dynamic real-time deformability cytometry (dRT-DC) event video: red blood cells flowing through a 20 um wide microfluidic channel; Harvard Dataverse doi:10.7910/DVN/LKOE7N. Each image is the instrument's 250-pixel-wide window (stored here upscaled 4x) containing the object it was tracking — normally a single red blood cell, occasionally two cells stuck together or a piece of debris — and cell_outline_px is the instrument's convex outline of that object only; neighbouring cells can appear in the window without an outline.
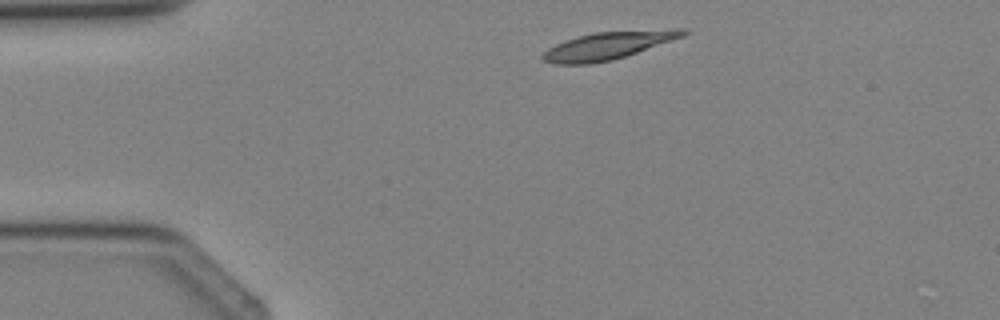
{"species": "Egyptian fruit bat (a non-hibernating species)", "species_latin": "Rousettus aegyptiacus", "temperature_condition": "cold", "stored_images_in_passage": 4, "camera_frame_rate_fps": 3000, "um_per_image_px": 0.085, "animal": {"sex": "female"}, "frame": {"image": 1, "passage_image": 4, "time_ms": 4.333, "image_size_px": [1000, 320], "cell_outline_px": [[688, 32], [684, 36], [612, 60], [588, 64], [556, 64], [544, 60], [540, 56], [548, 48], [564, 40], [596, 32], [676, 28], [684, 28]], "centroid_in_image_um": [51.68, 3.86], "position_along_channel_um": 33.3, "area_um2": 22.31}}